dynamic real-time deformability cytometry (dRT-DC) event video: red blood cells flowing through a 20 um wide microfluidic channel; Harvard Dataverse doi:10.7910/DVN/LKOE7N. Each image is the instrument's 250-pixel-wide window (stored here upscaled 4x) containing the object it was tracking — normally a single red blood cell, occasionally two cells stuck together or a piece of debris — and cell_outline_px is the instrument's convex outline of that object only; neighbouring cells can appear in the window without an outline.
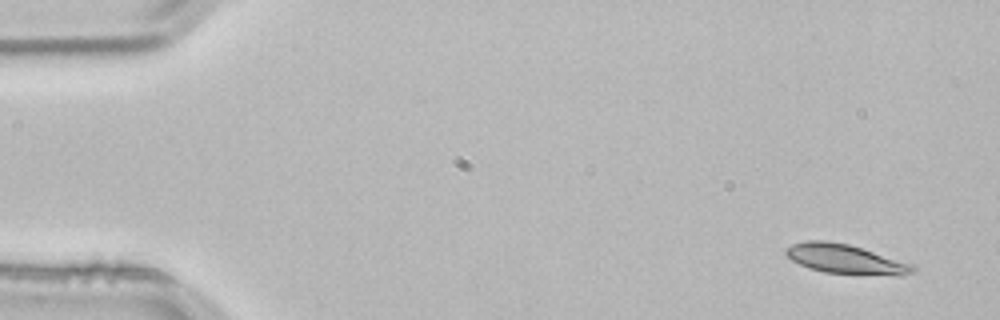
{"species": "common noctule bat (a hibernating species)", "species_latin": "Nyctalus noctula", "temperature_condition": "room temperature", "stored_images_in_passage": 4, "camera_frame_rate_fps": 3000, "um_per_image_px": 0.085, "animal": {"sex": "male", "body_mass_g": 21.5, "forearm_length_mm": 52.0}, "frame": {"image": 1, "passage_image": 1, "time_ms": 0.0, "image_size_px": [1000, 320], "cell_outline_px": [[916, 272], [904, 276], [896, 276], [824, 272], [808, 268], [792, 260], [784, 252], [792, 244], [808, 240], [824, 240], [848, 244], [912, 264], [916, 268]], "centroid_in_image_um": [71.9, 22.04], "position_along_channel_um": 13.1, "area_um2": 21.62}}